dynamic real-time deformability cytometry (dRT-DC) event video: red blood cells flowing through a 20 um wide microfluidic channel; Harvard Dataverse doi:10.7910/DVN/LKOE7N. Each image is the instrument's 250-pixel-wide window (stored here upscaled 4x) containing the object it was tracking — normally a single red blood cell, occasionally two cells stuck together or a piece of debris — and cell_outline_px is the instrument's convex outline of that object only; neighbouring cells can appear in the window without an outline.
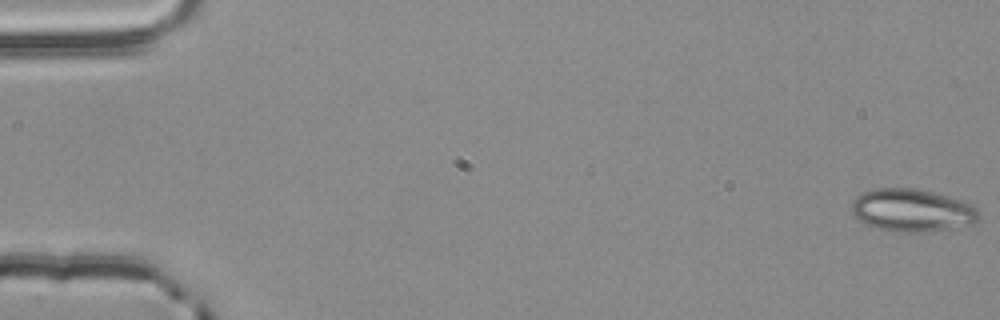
{"species": "common noctule bat (a hibernating species)", "species_latin": "Nyctalus noctula", "temperature_condition": "room temperature", "stored_images_in_passage": 5, "camera_frame_rate_fps": 3000, "um_per_image_px": 0.085, "animal": {"sex": "male", "body_mass_g": 20.4}, "frame": {"image": 1, "passage_image": 1, "time_ms": 0.0, "image_size_px": [1000, 320], "cell_outline_px": [[980, 220], [972, 224], [948, 228], [920, 232], [896, 232], [880, 228], [868, 224], [860, 220], [852, 212], [852, 200], [856, 196], [864, 192], [876, 188], [916, 188], [932, 192], [960, 200], [972, 204], [980, 212]], "centroid_in_image_um": [77.55, 17.86], "position_along_channel_um": 7.5, "area_um2": 31.39}}